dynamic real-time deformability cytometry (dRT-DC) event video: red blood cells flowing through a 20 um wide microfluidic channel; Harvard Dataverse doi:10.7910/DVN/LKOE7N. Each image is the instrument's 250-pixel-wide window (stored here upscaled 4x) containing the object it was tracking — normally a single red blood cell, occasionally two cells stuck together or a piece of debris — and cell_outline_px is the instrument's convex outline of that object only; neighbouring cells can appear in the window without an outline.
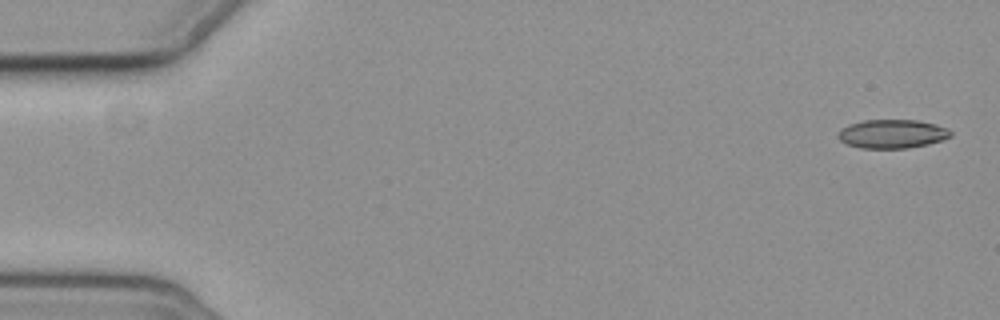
{"species": "common noctule bat (a hibernating species)", "species_latin": "Nyctalus noctula", "temperature_condition": "cold", "stored_images_in_passage": 6, "segment_of_instrument_passage": [2, 2], "camera_frame_rate_fps": 3000, "um_per_image_px": 0.085, "animal": {"sex": "female", "body_mass_g": 19.3, "forearm_length_mm": 54.1}, "frame": {"image": 1, "passage_image": 6, "time_ms": 7.0, "image_size_px": [1000, 320], "cell_outline_px": [[952, 136], [944, 140], [928, 144], [908, 148], [860, 148], [844, 144], [836, 136], [840, 128], [848, 124], [864, 120], [916, 120], [936, 124], [948, 128], [952, 132]], "centroid_in_image_um": [75.82, 11.38], "position_along_channel_um": 9.2, "area_um2": 19.19}}